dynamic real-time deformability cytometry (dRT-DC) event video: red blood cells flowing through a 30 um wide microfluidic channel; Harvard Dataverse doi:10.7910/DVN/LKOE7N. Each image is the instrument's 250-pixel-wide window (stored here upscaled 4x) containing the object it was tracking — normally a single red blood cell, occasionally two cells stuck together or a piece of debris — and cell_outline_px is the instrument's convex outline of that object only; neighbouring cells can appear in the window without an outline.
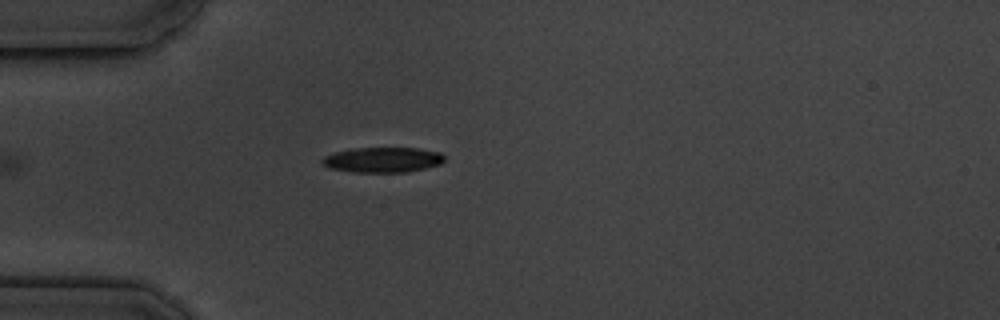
{"species": "common noctule bat (a hibernating species)", "species_latin": "Nyctalus noctula", "temperature_condition": "cold", "stored_images_in_passage": 7, "camera_frame_rate_fps": 3000, "um_per_image_px": 0.085, "animal": {"sex": "male", "body_mass_g": 19.5, "forearm_length_mm": 54.6}, "frame": {"image": 1, "passage_image": 7, "time_ms": 7.0, "image_size_px": [1000, 320], "cell_outline_px": [[444, 160], [440, 164], [408, 172], [352, 172], [332, 168], [324, 164], [320, 160], [324, 156], [336, 152], [352, 148], [416, 148], [440, 152], [444, 156]], "centroid_in_image_um": [32.54, 13.58], "position_along_channel_um": 52.5, "area_um2": 17.8}}